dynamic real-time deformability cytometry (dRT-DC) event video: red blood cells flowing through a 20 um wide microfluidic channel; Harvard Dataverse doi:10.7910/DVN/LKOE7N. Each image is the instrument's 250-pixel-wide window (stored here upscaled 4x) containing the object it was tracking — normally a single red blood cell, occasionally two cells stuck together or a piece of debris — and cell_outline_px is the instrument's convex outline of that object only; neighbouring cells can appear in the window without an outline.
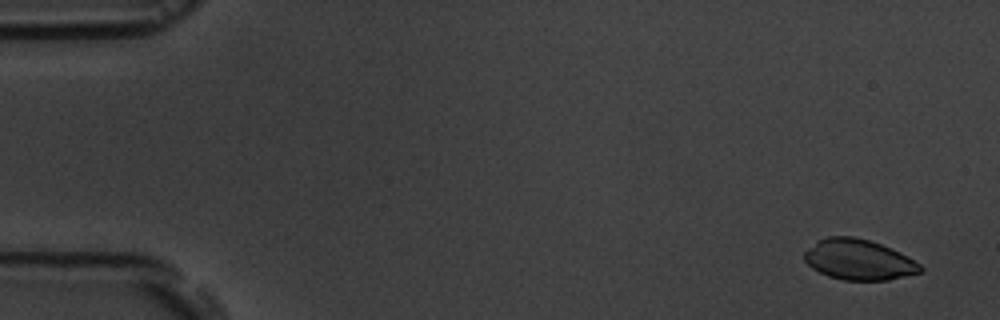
{"species": "common noctule bat (a hibernating species)", "species_latin": "Nyctalus noctula", "temperature_condition": "room temperature", "stored_images_in_passage": 5, "camera_frame_rate_fps": 3000, "um_per_image_px": 0.085, "animal": {"sex": "male", "body_mass_g": 19.5, "forearm_length_mm": 54.6}, "frame": {"image": 1, "passage_image": 1, "time_ms": 0.0, "image_size_px": [1000, 320], "cell_outline_px": [[924, 268], [920, 272], [888, 280], [844, 280], [828, 276], [812, 268], [804, 260], [804, 252], [816, 240], [828, 236], [852, 236], [868, 240], [880, 244], [900, 252], [920, 264]], "centroid_in_image_um": [72.96, 22.06], "position_along_channel_um": 12.0, "area_um2": 27.28}}